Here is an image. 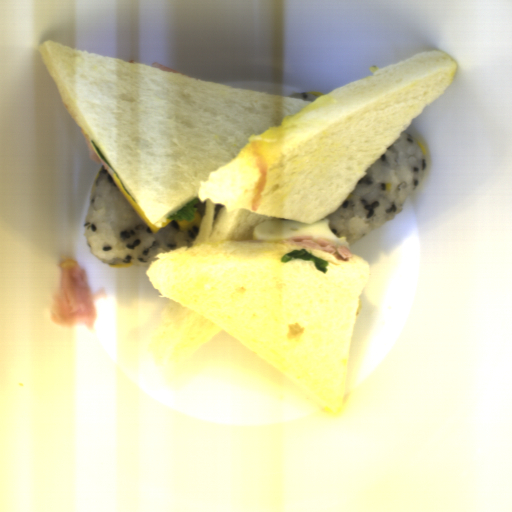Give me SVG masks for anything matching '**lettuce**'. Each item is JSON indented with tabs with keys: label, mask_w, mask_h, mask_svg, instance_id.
I'll return each mask as SVG.
<instances>
[{
	"label": "lettuce",
	"mask_w": 512,
	"mask_h": 512,
	"mask_svg": "<svg viewBox=\"0 0 512 512\" xmlns=\"http://www.w3.org/2000/svg\"><path fill=\"white\" fill-rule=\"evenodd\" d=\"M294 259H301L303 261H313L315 267L324 275L327 273L328 261L321 259L312 252L306 249H293L290 253L284 254L280 261L286 264Z\"/></svg>",
	"instance_id": "1"
},
{
	"label": "lettuce",
	"mask_w": 512,
	"mask_h": 512,
	"mask_svg": "<svg viewBox=\"0 0 512 512\" xmlns=\"http://www.w3.org/2000/svg\"><path fill=\"white\" fill-rule=\"evenodd\" d=\"M198 203V199H191L186 205L181 207L176 213H172L168 216L167 220H181L191 222L195 220L196 212L198 208H194V206Z\"/></svg>",
	"instance_id": "2"
},
{
	"label": "lettuce",
	"mask_w": 512,
	"mask_h": 512,
	"mask_svg": "<svg viewBox=\"0 0 512 512\" xmlns=\"http://www.w3.org/2000/svg\"><path fill=\"white\" fill-rule=\"evenodd\" d=\"M94 148L96 149L97 153L99 154L100 158L103 159L107 165L111 168V170L113 171V173L115 174V176L117 177L118 181L120 182V184L122 185V187L124 188V190L126 191V193L130 196V198L136 203L134 197L132 196V194L130 193V191L128 190V188L126 187V185L124 184V182L122 181V179L120 178V176L118 175L117 171L114 169V167L109 163V161L106 159V157L104 156V154L101 152V150L99 149V147L91 140Z\"/></svg>",
	"instance_id": "3"
}]
</instances>
